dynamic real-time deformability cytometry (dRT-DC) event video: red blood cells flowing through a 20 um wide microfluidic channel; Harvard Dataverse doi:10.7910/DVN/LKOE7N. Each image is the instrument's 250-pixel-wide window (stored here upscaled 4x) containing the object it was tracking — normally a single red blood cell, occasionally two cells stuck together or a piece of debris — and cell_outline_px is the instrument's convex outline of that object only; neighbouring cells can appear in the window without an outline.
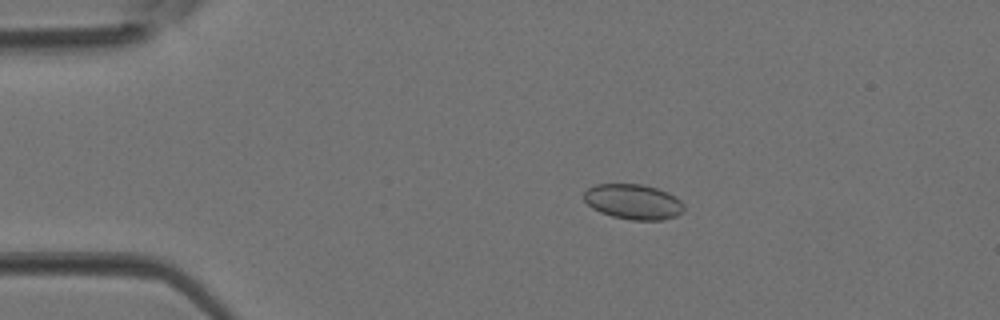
{"species": "Egyptian fruit bat (a non-hibernating species)", "species_latin": "Rousettus aegyptiacus", "temperature_condition": "room temperature", "stored_images_in_passage": 4, "camera_frame_rate_fps": 3000, "um_per_image_px": 0.085, "animal": {"sex": "female"}, "frame": {"image": 1, "passage_image": 3, "time_ms": 0.667, "image_size_px": [1000, 320], "cell_outline_px": [[684, 212], [676, 216], [664, 220], [632, 220], [612, 216], [600, 212], [592, 208], [584, 200], [584, 192], [588, 188], [596, 184], [640, 184], [656, 188], [668, 192], [676, 196], [684, 204]], "centroid_in_image_um": [53.85, 17.15], "position_along_channel_um": 31.1, "area_um2": 20.63}}